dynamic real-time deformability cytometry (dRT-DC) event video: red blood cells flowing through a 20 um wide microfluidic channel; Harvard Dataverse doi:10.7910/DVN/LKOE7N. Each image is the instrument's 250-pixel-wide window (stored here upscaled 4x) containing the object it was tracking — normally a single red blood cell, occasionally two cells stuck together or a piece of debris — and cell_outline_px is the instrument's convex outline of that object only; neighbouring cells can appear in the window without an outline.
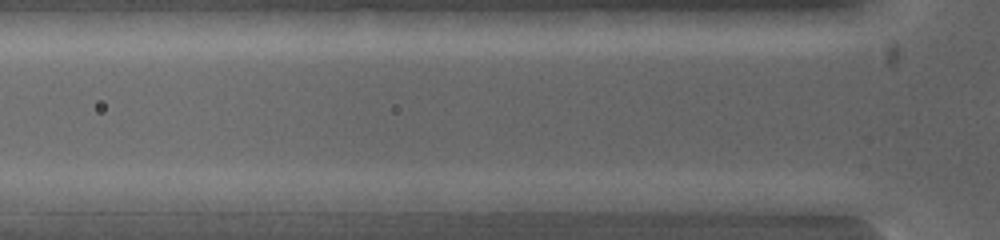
{"species": "common noctule bat (a hibernating species)", "species_latin": "Nyctalus noctula", "temperature_condition": "warm", "stored_images_in_passage": 3, "camera_frame_rate_fps": 5000, "um_per_image_px": 0.085, "animal": {"sex": "female", "body_mass_g": 19.0, "forearm_length_mm": 53.3}, "frame": {"image": 1, "passage_image": 2, "time_ms": 0.4, "image_size_px": [1000, 240], "cell_outline_px": [[600, 200], [568, 212], [496, 212], [488, 200], [496, 192], [580, 192]], "centroid_in_image_um": [45.86, 17.14], "position_along_channel_um": 79.9, "area_um2": 13.64}}